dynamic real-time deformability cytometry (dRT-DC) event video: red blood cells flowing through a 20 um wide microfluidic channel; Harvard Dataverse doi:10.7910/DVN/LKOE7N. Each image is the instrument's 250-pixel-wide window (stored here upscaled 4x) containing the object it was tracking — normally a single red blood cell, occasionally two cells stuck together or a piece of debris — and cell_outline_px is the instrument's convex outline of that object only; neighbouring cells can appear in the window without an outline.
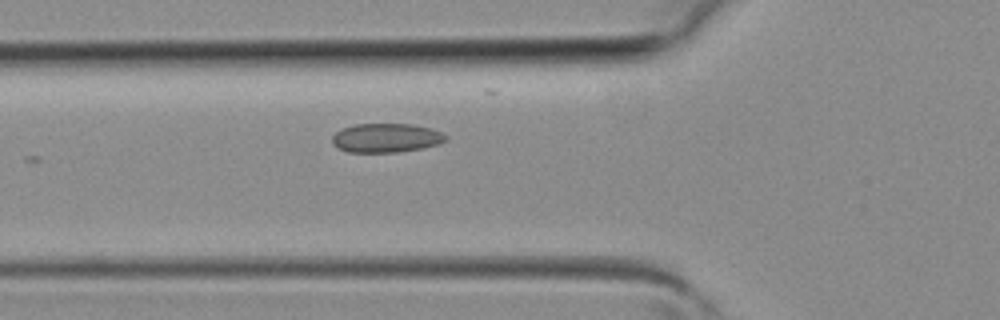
{"species": "common noctule bat (a hibernating species)", "species_latin": "Nyctalus noctula", "temperature_condition": "room temperature", "stored_images_in_passage": 3, "camera_frame_rate_fps": 3000, "um_per_image_px": 0.085, "animal": {"sex": "female", "body_mass_g": 19.3, "forearm_length_mm": 54.1}, "frame": {"image": 1, "passage_image": 3, "time_ms": 0.667, "image_size_px": [1000, 320], "cell_outline_px": [[448, 140], [436, 144], [420, 148], [396, 152], [348, 152], [332, 144], [332, 136], [340, 128], [356, 124], [412, 124], [432, 128], [448, 136]], "centroid_in_image_um": [32.81, 11.71], "position_along_channel_um": 93.0, "area_um2": 19.19}}